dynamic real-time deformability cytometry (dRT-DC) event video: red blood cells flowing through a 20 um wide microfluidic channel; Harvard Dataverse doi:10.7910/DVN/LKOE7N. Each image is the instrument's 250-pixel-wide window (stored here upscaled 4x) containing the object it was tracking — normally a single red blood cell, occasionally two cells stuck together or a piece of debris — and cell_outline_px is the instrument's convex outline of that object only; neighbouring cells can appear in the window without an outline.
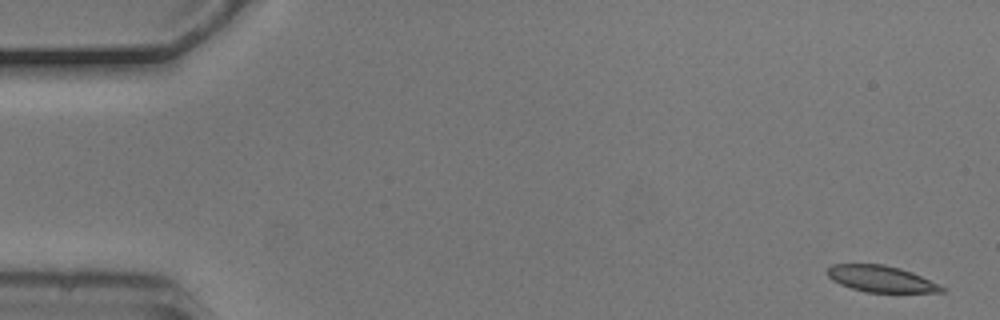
{"species": "common noctule bat (a hibernating species)", "species_latin": "Nyctalus noctula", "temperature_condition": "cold", "stored_images_in_passage": 2, "segment_of_instrument_passage": [2, 2], "camera_frame_rate_fps": 3000, "um_per_image_px": 0.085, "animal": {"sex": "male", "body_mass_g": 20.5, "forearm_length_mm": 52.5}, "frame": {"image": 1, "passage_image": 2, "time_ms": 0.333, "image_size_px": [1000, 320], "cell_outline_px": [[948, 288], [944, 292], [868, 292], [852, 288], [840, 284], [832, 280], [828, 276], [828, 268], [832, 264], [884, 264], [900, 268], [912, 272], [940, 284]], "centroid_in_image_um": [74.93, 23.7], "position_along_channel_um": 10.1, "area_um2": 17.57}}